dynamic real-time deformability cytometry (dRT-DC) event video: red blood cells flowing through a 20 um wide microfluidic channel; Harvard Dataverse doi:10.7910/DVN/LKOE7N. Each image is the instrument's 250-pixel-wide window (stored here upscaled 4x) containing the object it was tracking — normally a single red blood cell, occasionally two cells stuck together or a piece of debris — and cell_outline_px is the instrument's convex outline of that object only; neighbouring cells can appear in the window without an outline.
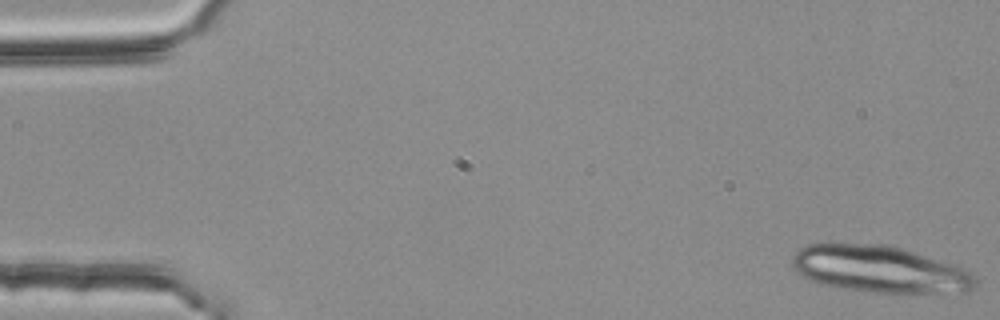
{"species": "common noctule bat (a hibernating species)", "species_latin": "Nyctalus noctula", "temperature_condition": "room temperature", "stored_images_in_passage": 19, "camera_frame_rate_fps": 3000, "um_per_image_px": 0.085, "animal": {"sex": "female", "body_mass_g": 25.1}, "frame": {"image": 1, "passage_image": 1, "time_ms": 0.0, "image_size_px": [1000, 320], "cell_outline_px": [[976, 284], [972, 288], [964, 292], [872, 292], [836, 288], [820, 284], [808, 280], [800, 276], [792, 264], [792, 256], [800, 248], [808, 244], [828, 240], [884, 244], [900, 248], [952, 264], [964, 268], [976, 276]], "centroid_in_image_um": [74.65, 22.84], "position_along_channel_um": 10.4, "area_um2": 50.81}}